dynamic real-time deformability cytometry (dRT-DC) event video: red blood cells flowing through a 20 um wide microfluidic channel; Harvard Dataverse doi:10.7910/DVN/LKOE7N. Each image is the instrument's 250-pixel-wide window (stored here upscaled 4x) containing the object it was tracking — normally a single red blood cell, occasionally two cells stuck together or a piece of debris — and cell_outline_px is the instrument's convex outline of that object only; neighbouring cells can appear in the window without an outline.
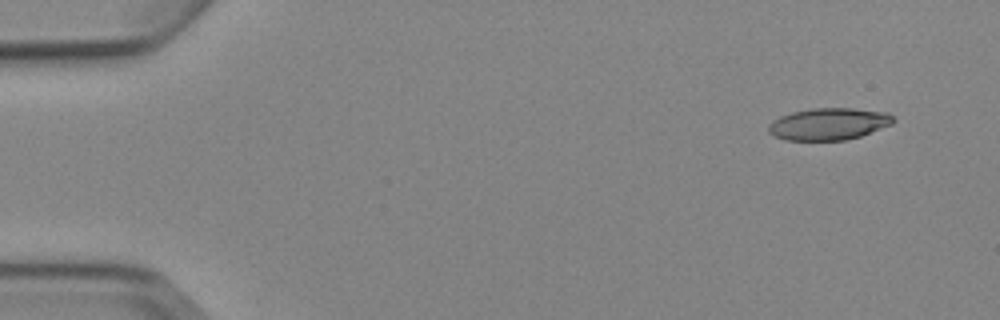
{"species": "Egyptian fruit bat (a non-hibernating species)", "species_latin": "Rousettus aegyptiacus", "temperature_condition": "cold", "stored_images_in_passage": 6, "camera_frame_rate_fps": 3000, "um_per_image_px": 0.085, "animal": {"sex": "female"}, "frame": {"image": 1, "passage_image": 1, "time_ms": 0.0, "image_size_px": [1000, 320], "cell_outline_px": [[896, 120], [892, 124], [860, 136], [844, 140], [784, 140], [772, 136], [768, 132], [768, 124], [772, 120], [780, 116], [792, 112], [812, 108], [852, 108], [888, 112]], "centroid_in_image_um": [70.41, 10.53], "position_along_channel_um": 14.6, "area_um2": 23.41}}
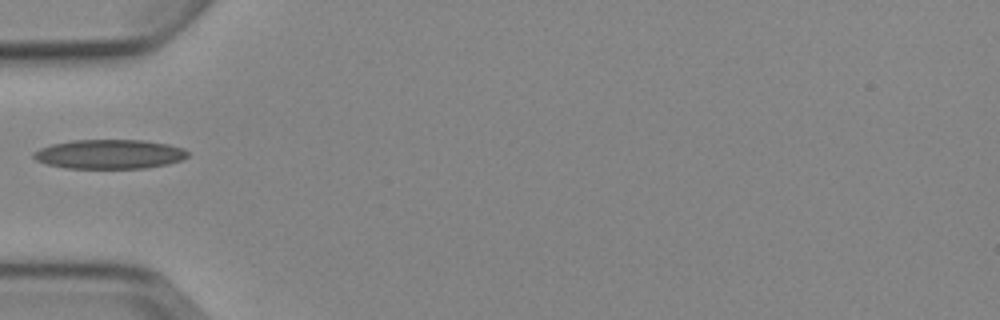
{"frame": {"image": 2, "passage_image": 5, "time_ms": 4.667, "image_size_px": [1000, 320], "cell_outline_px": [[188, 156], [180, 160], [168, 164], [144, 168], [64, 168], [44, 164], [36, 160], [32, 156], [32, 152], [40, 148], [52, 144], [72, 140], [144, 140], [168, 144], [184, 148], [188, 152]], "centroid_in_image_um": [9.27, 13.1], "position_along_channel_um": 75.7, "area_um2": 26.47}}
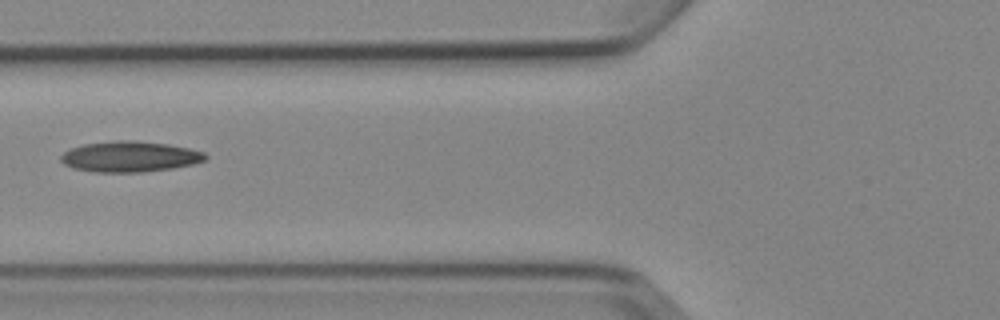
{"frame": {"image": 3, "passage_image": 6, "time_ms": 5.667, "image_size_px": [1000, 320], "cell_outline_px": [[208, 156], [204, 160], [192, 164], [172, 168], [140, 172], [92, 172], [72, 168], [64, 164], [60, 160], [60, 156], [64, 152], [72, 148], [84, 144], [116, 140], [128, 140], [168, 144], [188, 148], [204, 152]], "centroid_in_image_um": [11.0, 13.31], "position_along_channel_um": 114.8, "area_um2": 25.72}}